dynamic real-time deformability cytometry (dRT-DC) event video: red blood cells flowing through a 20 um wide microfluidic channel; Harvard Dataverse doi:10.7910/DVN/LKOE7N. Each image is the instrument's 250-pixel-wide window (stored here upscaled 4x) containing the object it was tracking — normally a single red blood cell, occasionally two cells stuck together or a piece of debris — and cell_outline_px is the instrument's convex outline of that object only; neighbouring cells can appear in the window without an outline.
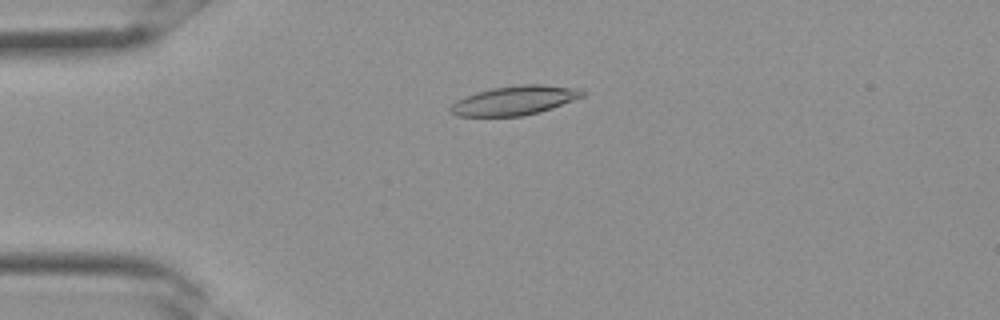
{"species": "Egyptian fruit bat (a non-hibernating species)", "species_latin": "Rousettus aegyptiacus", "temperature_condition": "room temperature", "stored_images_in_passage": 35, "camera_frame_rate_fps": 3000, "um_per_image_px": 0.085, "frame": {"image": 1, "passage_image": 9, "time_ms": 2.667, "image_size_px": [1000, 320], "cell_outline_px": [[584, 96], [552, 108], [540, 112], [524, 116], [456, 116], [448, 112], [448, 108], [456, 100], [464, 96], [476, 92], [492, 88], [520, 84], [544, 84], [580, 88], [584, 92]], "centroid_in_image_um": [43.72, 8.53], "position_along_channel_um": 41.3, "area_um2": 22.72}}
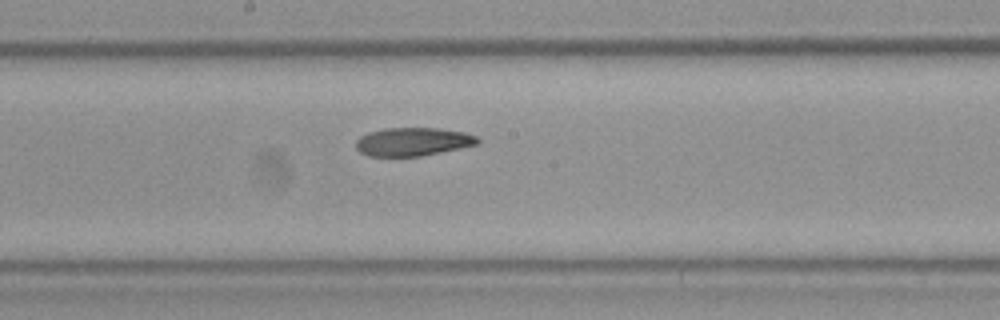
{"frame": {"image": 2, "passage_image": 19, "time_ms": 6.0, "image_size_px": [1000, 320], "cell_outline_px": [[480, 140], [476, 144], [460, 148], [420, 156], [368, 156], [360, 152], [356, 148], [356, 140], [360, 136], [368, 132], [384, 128], [440, 128], [464, 132], [476, 136]], "centroid_in_image_um": [35.06, 12.04], "position_along_channel_um": 213.1, "area_um2": 20.06}}
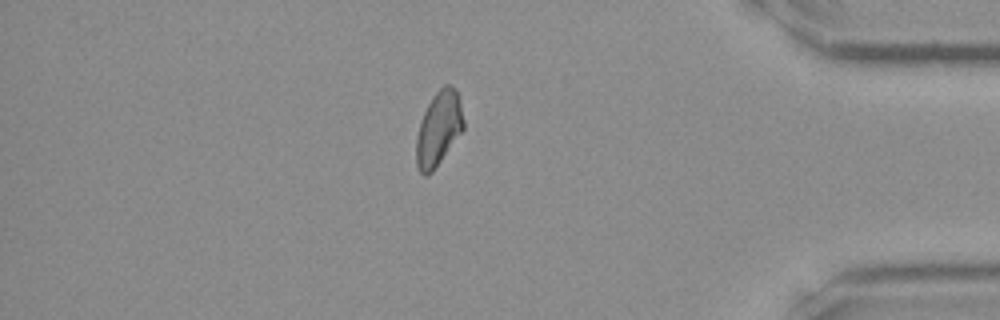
{"frame": {"image": 3, "passage_image": 30, "time_ms": 9.667, "image_size_px": [1000, 320], "cell_outline_px": [[464, 128], [432, 172], [428, 176], [424, 176], [420, 172], [416, 164], [416, 136], [420, 120], [432, 96], [444, 84], [452, 84], [456, 88], [460, 100], [464, 120]], "centroid_in_image_um": [37.28, 10.9], "position_along_channel_um": 397.9, "area_um2": 20.58}}